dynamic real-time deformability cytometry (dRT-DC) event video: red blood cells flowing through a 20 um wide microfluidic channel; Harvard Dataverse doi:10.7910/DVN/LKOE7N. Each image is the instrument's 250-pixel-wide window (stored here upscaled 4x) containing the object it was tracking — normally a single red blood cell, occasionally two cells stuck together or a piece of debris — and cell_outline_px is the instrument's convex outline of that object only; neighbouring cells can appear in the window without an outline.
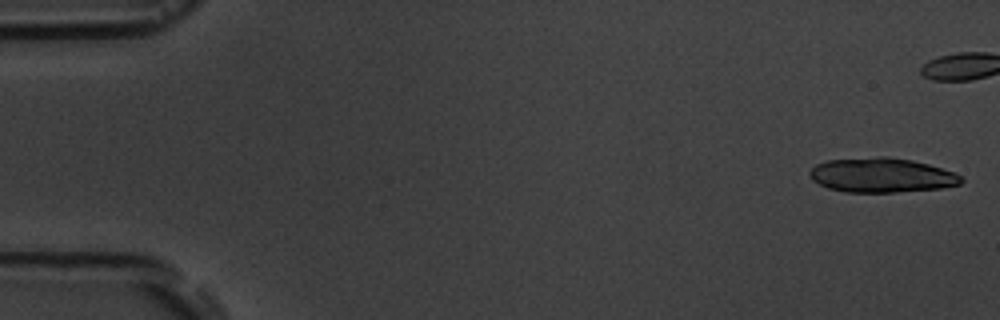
{"species": "common noctule bat (a hibernating species)", "species_latin": "Nyctalus noctula", "temperature_condition": "room temperature", "stored_images_in_passage": 9, "camera_frame_rate_fps": 3000, "um_per_image_px": 0.085, "animal": {"sex": "male", "body_mass_g": 19.5, "forearm_length_mm": 54.6}, "frame": {"image": 1, "passage_image": 1, "time_ms": 0.0, "image_size_px": [1000, 320], "cell_outline_px": [[964, 180], [960, 184], [940, 188], [896, 192], [844, 192], [828, 188], [812, 180], [808, 172], [816, 164], [828, 160], [876, 156], [888, 156], [912, 160], [928, 164], [952, 172], [960, 176]], "centroid_in_image_um": [74.9, 14.88], "position_along_channel_um": 10.1, "area_um2": 30.46}}
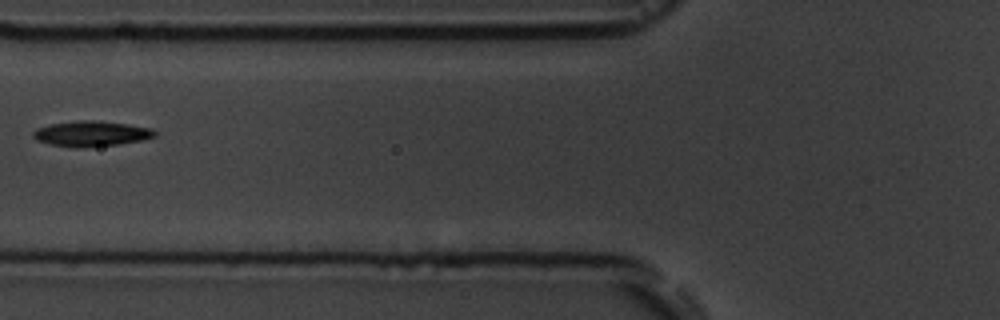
{"frame": {"image": 2, "passage_image": 8, "time_ms": 8.0, "image_size_px": [1000, 320], "cell_outline_px": [[156, 136], [144, 140], [116, 144], [76, 148], [52, 144], [36, 140], [32, 136], [32, 132], [36, 128], [52, 124], [80, 120], [96, 120], [128, 124], [152, 128], [156, 132]], "centroid_in_image_um": [7.77, 11.35], "position_along_channel_um": 118.0, "area_um2": 17.92}}
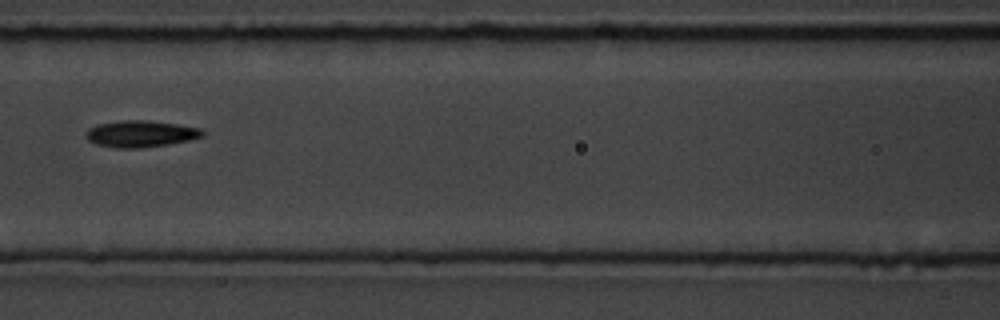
{"frame": {"image": 3, "passage_image": 9, "time_ms": 9.0, "image_size_px": [1000, 320], "cell_outline_px": [[204, 136], [188, 140], [168, 144], [136, 148], [116, 148], [96, 144], [88, 140], [88, 128], [96, 124], [120, 120], [148, 120], [176, 124], [200, 128], [204, 132]], "centroid_in_image_um": [11.95, 11.36], "position_along_channel_um": 154.7, "area_um2": 17.92}}